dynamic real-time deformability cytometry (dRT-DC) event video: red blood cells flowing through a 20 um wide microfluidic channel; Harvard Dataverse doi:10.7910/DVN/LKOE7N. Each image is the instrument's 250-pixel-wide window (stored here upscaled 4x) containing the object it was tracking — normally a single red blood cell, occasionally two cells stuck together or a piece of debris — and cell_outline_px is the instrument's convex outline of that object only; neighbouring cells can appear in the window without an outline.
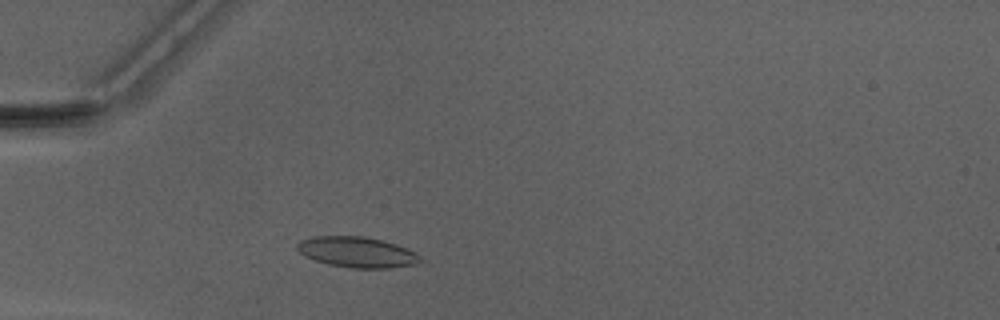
{"species": "Egyptian fruit bat (a non-hibernating species)", "species_latin": "Rousettus aegyptiacus", "temperature_condition": "warm", "stored_images_in_passage": 34, "camera_frame_rate_fps": 3000, "um_per_image_px": 0.085, "animal": {"sex": "male"}, "frame": {"image": 1, "passage_image": 7, "time_ms": 2.0, "image_size_px": [1000, 320], "cell_outline_px": [[420, 260], [412, 264], [392, 268], [352, 268], [328, 264], [304, 256], [296, 248], [296, 244], [300, 240], [312, 236], [364, 236], [384, 240], [396, 244], [416, 252], [420, 256]], "centroid_in_image_um": [30.31, 21.42], "position_along_channel_um": 54.7, "area_um2": 21.96}}
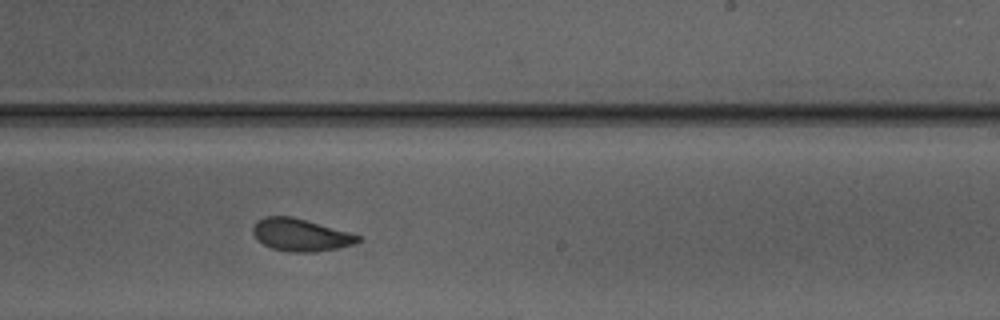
{"frame": {"image": 2, "passage_image": 23, "time_ms": 7.333, "image_size_px": [1000, 320], "cell_outline_px": [[360, 240], [356, 244], [316, 252], [292, 252], [272, 248], [256, 240], [252, 232], [252, 228], [256, 220], [264, 216], [292, 216], [352, 232], [360, 236]], "centroid_in_image_um": [25.54, 19.95], "position_along_channel_um": 263.5, "area_um2": 20.11}}
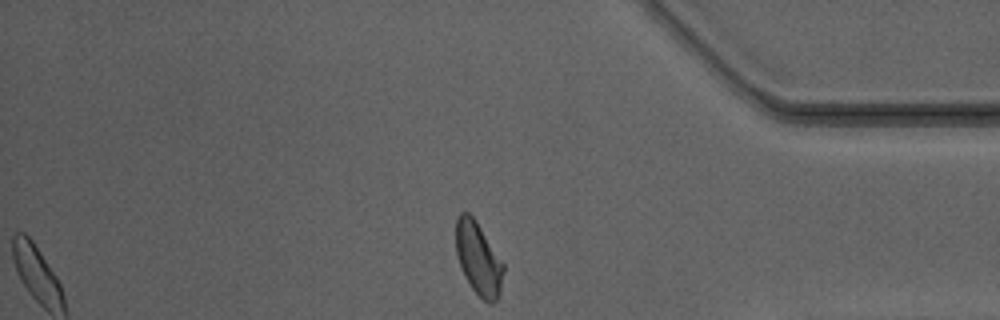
{"frame": {"image": 3, "passage_image": 34, "time_ms": 11.0, "image_size_px": [1000, 320], "cell_outline_px": [[504, 272], [500, 292], [496, 300], [492, 304], [488, 304], [472, 288], [464, 276], [460, 268], [456, 256], [456, 216], [460, 212], [468, 212], [476, 220], [504, 264]], "centroid_in_image_um": [40.65, 21.98], "position_along_channel_um": 394.6, "area_um2": 20.29}, "authors_computed_cell_mechanics": {"area_um2": 20.23, "velocity_mm_per_s": 4.1591, "shape_relaxation_time_tau1_ms": 5.3136, "shape_relaxation_time_tau2_ms": 1.1051, "deformation_change_tau1": 0.1414, "deformation_change_tau2": 0.0669}}